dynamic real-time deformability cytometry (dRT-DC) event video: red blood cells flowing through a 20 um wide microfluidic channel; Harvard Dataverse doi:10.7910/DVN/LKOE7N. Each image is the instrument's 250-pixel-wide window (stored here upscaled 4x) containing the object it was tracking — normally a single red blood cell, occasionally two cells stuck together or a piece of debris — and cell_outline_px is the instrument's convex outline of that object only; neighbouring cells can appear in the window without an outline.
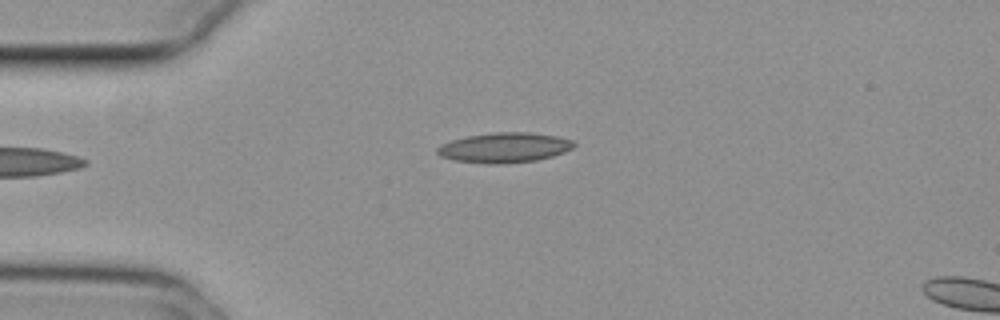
{"species": "common noctule bat (a hibernating species)", "species_latin": "Nyctalus noctula", "temperature_condition": "cold", "stored_images_in_passage": 5, "camera_frame_rate_fps": 3000, "um_per_image_px": 0.085, "animal": {"sex": "female", "body_mass_g": 29.2, "forearm_length_mm": 56.3}, "frame": {"image": 1, "passage_image": 1, "time_ms": 0.0, "image_size_px": [1000, 320], "cell_outline_px": [[576, 144], [572, 148], [564, 152], [552, 156], [536, 160], [500, 164], [488, 164], [452, 160], [440, 156], [436, 152], [436, 148], [440, 144], [452, 140], [468, 136], [496, 132], [532, 132], [556, 136], [572, 140]], "centroid_in_image_um": [42.85, 12.55], "position_along_channel_um": 42.2, "area_um2": 23.93}}